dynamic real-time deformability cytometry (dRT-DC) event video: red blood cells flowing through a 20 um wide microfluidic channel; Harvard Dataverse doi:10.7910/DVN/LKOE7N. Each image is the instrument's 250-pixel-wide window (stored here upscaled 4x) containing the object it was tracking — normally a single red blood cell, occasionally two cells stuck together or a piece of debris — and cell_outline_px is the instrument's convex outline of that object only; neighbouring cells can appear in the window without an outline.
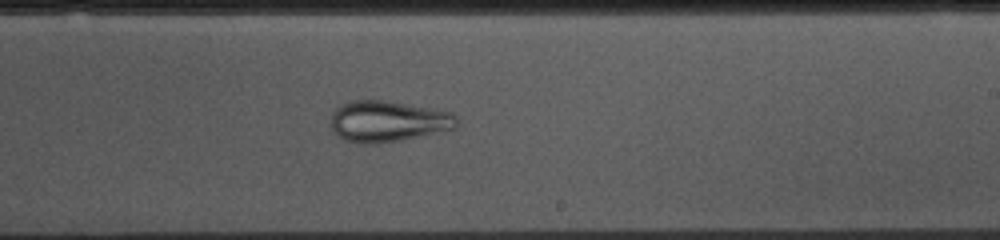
{"species": "common noctule bat (a hibernating species)", "species_latin": "Nyctalus noctula", "temperature_condition": "cold", "stored_images_in_passage": 53, "camera_frame_rate_fps": 3000, "um_per_image_px": 0.085, "animal": {"sex": "female", "body_mass_g": 10.0, "forearm_length_mm": 53.1}, "frame": {"image": 1, "passage_image": 30, "time_ms": 9.667, "image_size_px": [1000, 240], "cell_outline_px": [[456, 128], [404, 140], [372, 144], [368, 144], [344, 140], [336, 136], [332, 128], [332, 112], [340, 104], [352, 100], [384, 100], [432, 108], [452, 112], [456, 116]], "centroid_in_image_um": [32.96, 10.31], "position_along_channel_um": 256.0, "area_um2": 30.29}}
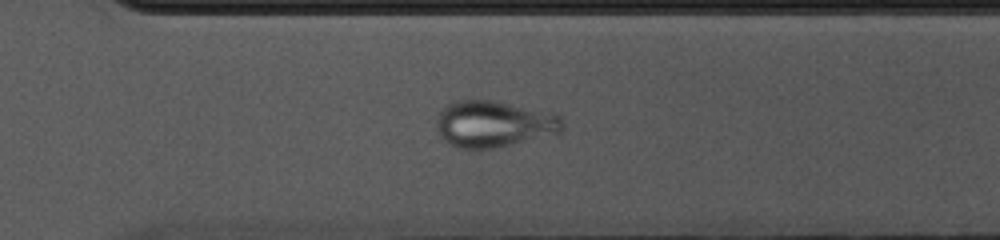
{"frame": {"image": 2, "passage_image": 36, "time_ms": 11.667, "image_size_px": [1000, 240], "cell_outline_px": [[564, 128], [560, 132], [496, 148], [456, 148], [448, 144], [440, 136], [436, 128], [436, 116], [444, 104], [456, 100], [492, 100], [552, 112], [560, 116], [564, 124]], "centroid_in_image_um": [41.92, 10.52], "position_along_channel_um": 328.7, "area_um2": 34.39}}
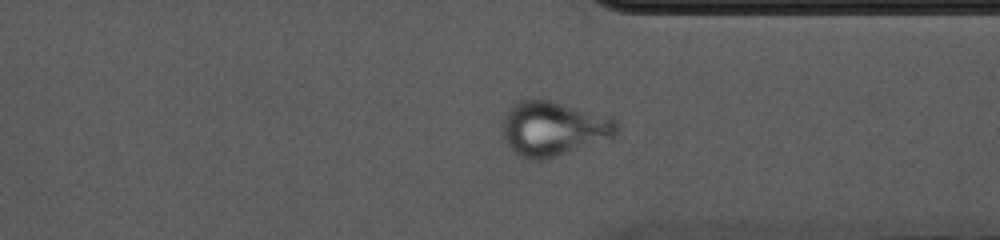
{"frame": {"image": 3, "passage_image": 39, "time_ms": 12.667, "image_size_px": [1000, 240], "cell_outline_px": [[620, 128], [616, 136], [544, 160], [528, 160], [520, 156], [508, 148], [504, 140], [504, 116], [508, 108], [516, 100], [548, 100], [612, 116], [620, 124]], "centroid_in_image_um": [47.06, 10.93], "position_along_channel_um": 364.3, "area_um2": 36.53}}